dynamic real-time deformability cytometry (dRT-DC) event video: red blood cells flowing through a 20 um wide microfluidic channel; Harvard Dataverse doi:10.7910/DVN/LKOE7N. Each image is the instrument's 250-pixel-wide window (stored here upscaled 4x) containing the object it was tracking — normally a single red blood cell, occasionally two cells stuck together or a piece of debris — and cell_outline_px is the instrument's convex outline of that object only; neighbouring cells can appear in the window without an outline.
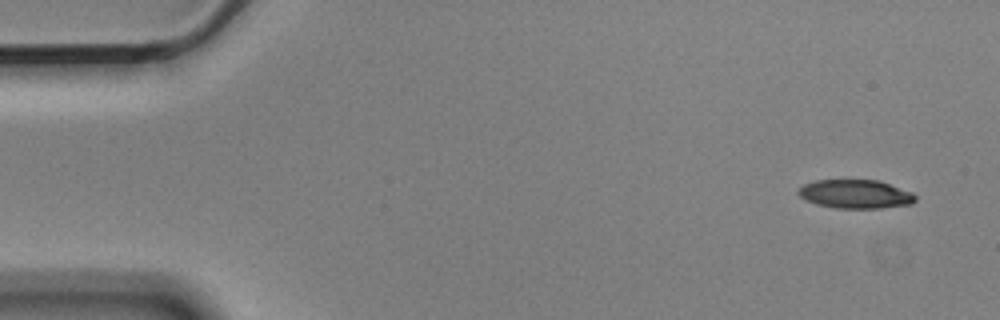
{"species": "Egyptian fruit bat (a non-hibernating species)", "species_latin": "Rousettus aegyptiacus", "temperature_condition": "cold", "stored_images_in_passage": 4, "camera_frame_rate_fps": 3000, "um_per_image_px": 0.085, "animal": {"sex": "male"}, "frame": {"image": 1, "passage_image": 1, "time_ms": 0.0, "image_size_px": [1000, 320], "cell_outline_px": [[916, 200], [912, 204], [880, 208], [836, 208], [816, 204], [804, 200], [796, 192], [804, 184], [816, 180], [880, 180], [912, 192], [916, 196]], "centroid_in_image_um": [72.72, 16.49], "position_along_channel_um": 12.3, "area_um2": 19.71}}
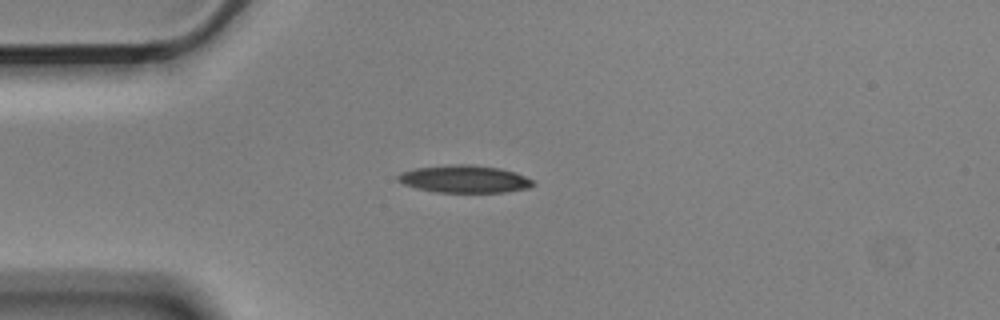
{"frame": {"image": 2, "passage_image": 4, "time_ms": 1.0, "image_size_px": [1000, 320], "cell_outline_px": [[536, 184], [528, 188], [504, 192], [436, 192], [416, 188], [404, 184], [396, 180], [396, 176], [400, 172], [416, 168], [456, 164], [472, 164], [500, 168], [516, 172], [532, 180]], "centroid_in_image_um": [39.47, 15.21], "position_along_channel_um": 45.5, "area_um2": 21.68}}